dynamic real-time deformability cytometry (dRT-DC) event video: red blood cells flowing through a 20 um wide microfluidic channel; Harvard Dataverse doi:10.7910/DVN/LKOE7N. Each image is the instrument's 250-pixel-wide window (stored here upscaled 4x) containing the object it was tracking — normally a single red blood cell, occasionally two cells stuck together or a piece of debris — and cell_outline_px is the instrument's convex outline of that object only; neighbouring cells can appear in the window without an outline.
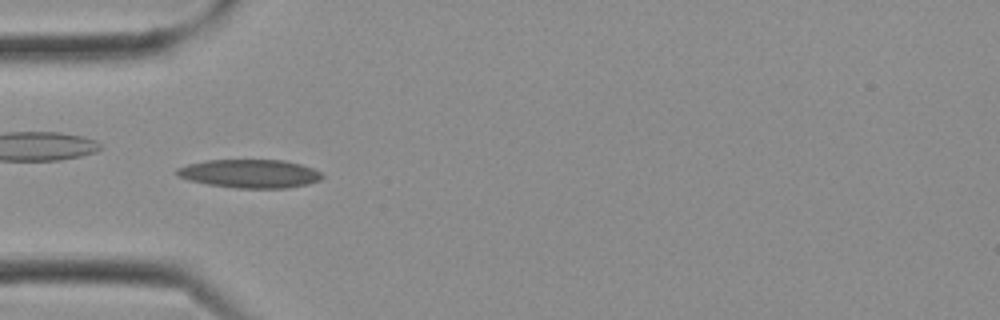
{"species": "Egyptian fruit bat (a non-hibernating species)", "species_latin": "Rousettus aegyptiacus", "temperature_condition": "cold", "stored_images_in_passage": 21, "camera_frame_rate_fps": 3000, "um_per_image_px": 0.085, "frame": {"image": 1, "passage_image": 2, "time_ms": 0.333, "image_size_px": [1000, 320], "cell_outline_px": [[324, 176], [320, 180], [308, 184], [288, 188], [236, 188], [208, 184], [188, 180], [176, 176], [176, 168], [188, 164], [204, 160], [284, 160], [300, 164], [312, 168], [320, 172]], "centroid_in_image_um": [21.22, 14.76], "position_along_channel_um": 63.8, "area_um2": 24.22}}
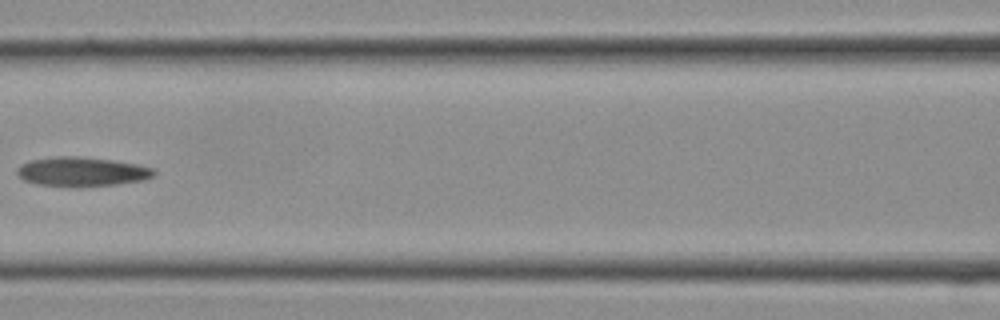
{"frame": {"image": 2, "passage_image": 6, "time_ms": 1.667, "image_size_px": [1000, 320], "cell_outline_px": [[156, 172], [152, 176], [144, 180], [116, 184], [76, 188], [36, 184], [24, 180], [16, 172], [16, 168], [20, 164], [32, 160], [56, 156], [80, 156], [112, 160], [136, 164], [156, 168]], "centroid_in_image_um": [6.95, 14.6], "position_along_channel_um": 159.6, "area_um2": 23.7}}
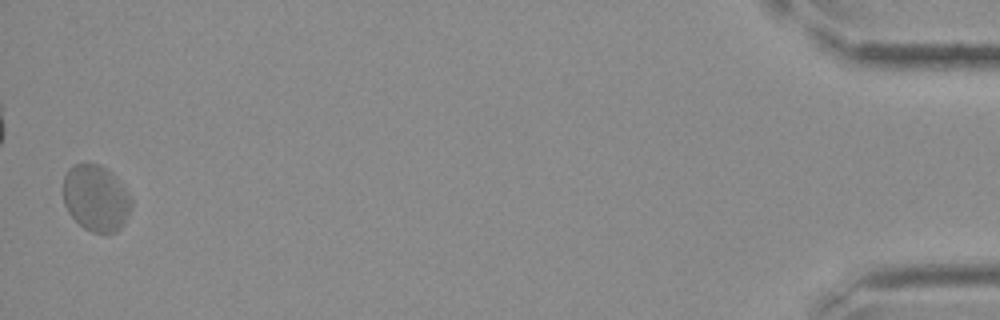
{"frame": {"image": 3, "passage_image": 21, "time_ms": 6.667, "image_size_px": [1000, 320], "cell_outline_px": [[132, 208], [124, 224], [116, 232], [92, 232], [84, 228], [68, 212], [64, 204], [64, 176], [68, 168], [72, 164], [84, 160], [88, 160], [100, 164], [108, 168], [116, 176], [128, 192], [132, 200]], "centroid_in_image_um": [8.16, 16.77], "position_along_channel_um": 427.0, "area_um2": 26.99}}